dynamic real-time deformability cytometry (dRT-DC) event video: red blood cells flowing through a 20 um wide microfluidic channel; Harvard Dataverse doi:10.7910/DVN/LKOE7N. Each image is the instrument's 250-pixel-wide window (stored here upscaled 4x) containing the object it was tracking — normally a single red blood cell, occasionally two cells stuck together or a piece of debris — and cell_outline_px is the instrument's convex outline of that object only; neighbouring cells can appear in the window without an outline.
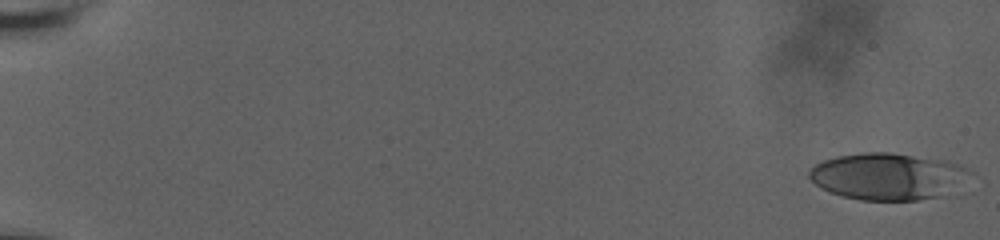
{"species": "human", "species_latin": "Homo sapiens", "temperature_condition": "room temperature", "stored_images_in_passage": 39, "camera_frame_rate_fps": 3000, "um_per_image_px": 0.085, "donor": {"sex": "male"}, "frame": {"image": 1, "passage_image": 1, "time_ms": 0.0, "image_size_px": [1000, 240], "cell_outline_px": [[976, 172], [936, 196], [916, 200], [860, 200], [844, 196], [832, 192], [816, 184], [808, 176], [808, 172], [816, 164], [824, 160], [836, 156], [864, 152], [888, 152], [944, 160], [956, 164]], "centroid_in_image_um": [75.4, 14.97], "position_along_channel_um": 9.6, "area_um2": 42.83}}
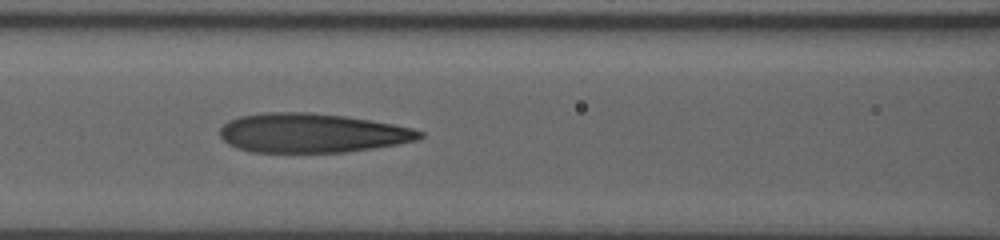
{"frame": {"image": 2, "passage_image": 33, "time_ms": 9.333, "image_size_px": [1000, 240], "cell_outline_px": [[424, 136], [416, 140], [396, 144], [372, 148], [344, 152], [252, 152], [236, 148], [228, 144], [220, 136], [220, 128], [228, 120], [240, 116], [268, 112], [308, 112], [344, 116], [392, 124], [412, 128], [424, 132]], "centroid_in_image_um": [26.48, 11.3], "position_along_channel_um": 140.1, "area_um2": 45.49}}
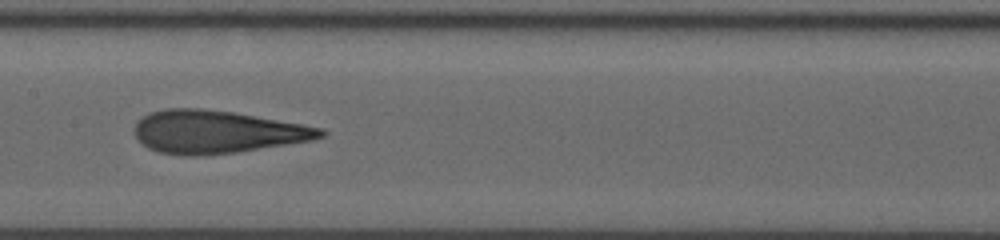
{"frame": {"image": 3, "passage_image": 38, "time_ms": 10.667, "image_size_px": [1000, 240], "cell_outline_px": [[328, 132], [324, 136], [312, 140], [236, 152], [196, 156], [184, 156], [160, 152], [148, 148], [132, 132], [132, 128], [148, 112], [164, 108], [200, 108], [232, 112], [304, 124], [324, 128]], "centroid_in_image_um": [18.43, 11.2], "position_along_channel_um": 189.0, "area_um2": 46.47}}